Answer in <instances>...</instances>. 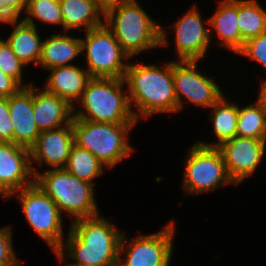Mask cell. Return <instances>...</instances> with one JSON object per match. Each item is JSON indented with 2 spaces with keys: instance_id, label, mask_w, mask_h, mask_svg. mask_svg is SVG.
I'll use <instances>...</instances> for the list:
<instances>
[{
  "instance_id": "6da1fadb",
  "label": "cell",
  "mask_w": 266,
  "mask_h": 266,
  "mask_svg": "<svg viewBox=\"0 0 266 266\" xmlns=\"http://www.w3.org/2000/svg\"><path fill=\"white\" fill-rule=\"evenodd\" d=\"M68 233L67 240H64L61 248L54 250L60 262H63L66 251V255L74 260L72 264L77 266L118 265L123 232L110 220L100 215L75 220L72 221Z\"/></svg>"
},
{
  "instance_id": "7a4b0ae2",
  "label": "cell",
  "mask_w": 266,
  "mask_h": 266,
  "mask_svg": "<svg viewBox=\"0 0 266 266\" xmlns=\"http://www.w3.org/2000/svg\"><path fill=\"white\" fill-rule=\"evenodd\" d=\"M162 68L144 63L128 64L124 81L128 86L131 109L134 104L140 111H133L137 121L138 118H147L156 113L178 111L174 92L173 61L166 63Z\"/></svg>"
},
{
  "instance_id": "3957f363",
  "label": "cell",
  "mask_w": 266,
  "mask_h": 266,
  "mask_svg": "<svg viewBox=\"0 0 266 266\" xmlns=\"http://www.w3.org/2000/svg\"><path fill=\"white\" fill-rule=\"evenodd\" d=\"M142 8L137 0H127L109 8L104 16V23L130 58L144 50L169 45L166 31Z\"/></svg>"
},
{
  "instance_id": "277c9868",
  "label": "cell",
  "mask_w": 266,
  "mask_h": 266,
  "mask_svg": "<svg viewBox=\"0 0 266 266\" xmlns=\"http://www.w3.org/2000/svg\"><path fill=\"white\" fill-rule=\"evenodd\" d=\"M124 83V78L92 77L79 99V112H75L76 104L73 106V119L136 124L127 90L123 89Z\"/></svg>"
},
{
  "instance_id": "5b68a950",
  "label": "cell",
  "mask_w": 266,
  "mask_h": 266,
  "mask_svg": "<svg viewBox=\"0 0 266 266\" xmlns=\"http://www.w3.org/2000/svg\"><path fill=\"white\" fill-rule=\"evenodd\" d=\"M32 170L34 183L55 202L61 214L69 213L73 221L99 214L94 184L80 180L65 168H51L43 173L35 167Z\"/></svg>"
},
{
  "instance_id": "8992f818",
  "label": "cell",
  "mask_w": 266,
  "mask_h": 266,
  "mask_svg": "<svg viewBox=\"0 0 266 266\" xmlns=\"http://www.w3.org/2000/svg\"><path fill=\"white\" fill-rule=\"evenodd\" d=\"M134 126L73 119L74 144L90 151L105 167L112 168L134 151L127 142Z\"/></svg>"
},
{
  "instance_id": "52a82bcc",
  "label": "cell",
  "mask_w": 266,
  "mask_h": 266,
  "mask_svg": "<svg viewBox=\"0 0 266 266\" xmlns=\"http://www.w3.org/2000/svg\"><path fill=\"white\" fill-rule=\"evenodd\" d=\"M83 39L81 38V50L83 53L86 50V70L91 77L124 78L128 64L122 60L130 57L105 23L86 31Z\"/></svg>"
},
{
  "instance_id": "ba28073f",
  "label": "cell",
  "mask_w": 266,
  "mask_h": 266,
  "mask_svg": "<svg viewBox=\"0 0 266 266\" xmlns=\"http://www.w3.org/2000/svg\"><path fill=\"white\" fill-rule=\"evenodd\" d=\"M183 188L186 194L210 192L226 184L230 178L222 154L217 147L194 144L186 158Z\"/></svg>"
},
{
  "instance_id": "9c48e42d",
  "label": "cell",
  "mask_w": 266,
  "mask_h": 266,
  "mask_svg": "<svg viewBox=\"0 0 266 266\" xmlns=\"http://www.w3.org/2000/svg\"><path fill=\"white\" fill-rule=\"evenodd\" d=\"M22 210L28 224L54 250H59L64 242L62 214L55 202L35 183L18 190Z\"/></svg>"
},
{
  "instance_id": "30bf717a",
  "label": "cell",
  "mask_w": 266,
  "mask_h": 266,
  "mask_svg": "<svg viewBox=\"0 0 266 266\" xmlns=\"http://www.w3.org/2000/svg\"><path fill=\"white\" fill-rule=\"evenodd\" d=\"M174 221H170L160 232L151 235H139L127 245L126 233L123 232L119 246L117 266H169L175 234ZM127 245V246H126ZM126 258L122 262L121 255Z\"/></svg>"
},
{
  "instance_id": "8fae6325",
  "label": "cell",
  "mask_w": 266,
  "mask_h": 266,
  "mask_svg": "<svg viewBox=\"0 0 266 266\" xmlns=\"http://www.w3.org/2000/svg\"><path fill=\"white\" fill-rule=\"evenodd\" d=\"M199 60L173 61L174 92L178 102V111L183 108L182 96L195 105L211 107L222 96L214 78H207L197 68Z\"/></svg>"
},
{
  "instance_id": "7c38bea8",
  "label": "cell",
  "mask_w": 266,
  "mask_h": 266,
  "mask_svg": "<svg viewBox=\"0 0 266 266\" xmlns=\"http://www.w3.org/2000/svg\"><path fill=\"white\" fill-rule=\"evenodd\" d=\"M30 149L13 142H0V194L10 198L34 184Z\"/></svg>"
},
{
  "instance_id": "4fadbf2b",
  "label": "cell",
  "mask_w": 266,
  "mask_h": 266,
  "mask_svg": "<svg viewBox=\"0 0 266 266\" xmlns=\"http://www.w3.org/2000/svg\"><path fill=\"white\" fill-rule=\"evenodd\" d=\"M217 148L230 178L237 185L253 174L262 161L266 140L236 136Z\"/></svg>"
},
{
  "instance_id": "5bb4252c",
  "label": "cell",
  "mask_w": 266,
  "mask_h": 266,
  "mask_svg": "<svg viewBox=\"0 0 266 266\" xmlns=\"http://www.w3.org/2000/svg\"><path fill=\"white\" fill-rule=\"evenodd\" d=\"M200 11L194 5L173 24L179 60H200L211 43V29L204 26Z\"/></svg>"
},
{
  "instance_id": "9a60e30c",
  "label": "cell",
  "mask_w": 266,
  "mask_h": 266,
  "mask_svg": "<svg viewBox=\"0 0 266 266\" xmlns=\"http://www.w3.org/2000/svg\"><path fill=\"white\" fill-rule=\"evenodd\" d=\"M74 144L72 123L61 128L42 131L30 148L31 163H44L52 169L65 168Z\"/></svg>"
},
{
  "instance_id": "2e32d148",
  "label": "cell",
  "mask_w": 266,
  "mask_h": 266,
  "mask_svg": "<svg viewBox=\"0 0 266 266\" xmlns=\"http://www.w3.org/2000/svg\"><path fill=\"white\" fill-rule=\"evenodd\" d=\"M13 143L30 149L41 133L34 120L33 85L22 87L8 98Z\"/></svg>"
},
{
  "instance_id": "e0dca14e",
  "label": "cell",
  "mask_w": 266,
  "mask_h": 266,
  "mask_svg": "<svg viewBox=\"0 0 266 266\" xmlns=\"http://www.w3.org/2000/svg\"><path fill=\"white\" fill-rule=\"evenodd\" d=\"M33 86L34 120L40 132L68 126L73 121V106L56 94L45 89L36 94Z\"/></svg>"
},
{
  "instance_id": "ac0fdd59",
  "label": "cell",
  "mask_w": 266,
  "mask_h": 266,
  "mask_svg": "<svg viewBox=\"0 0 266 266\" xmlns=\"http://www.w3.org/2000/svg\"><path fill=\"white\" fill-rule=\"evenodd\" d=\"M47 83L44 89L49 93L56 94L74 106L86 89L89 80L92 78L86 69L75 65L60 66L49 69Z\"/></svg>"
},
{
  "instance_id": "d6986e66",
  "label": "cell",
  "mask_w": 266,
  "mask_h": 266,
  "mask_svg": "<svg viewBox=\"0 0 266 266\" xmlns=\"http://www.w3.org/2000/svg\"><path fill=\"white\" fill-rule=\"evenodd\" d=\"M238 0L220 1L217 11L206 23L211 25L221 40L220 45L239 53L244 46L237 24Z\"/></svg>"
},
{
  "instance_id": "ffe728a7",
  "label": "cell",
  "mask_w": 266,
  "mask_h": 266,
  "mask_svg": "<svg viewBox=\"0 0 266 266\" xmlns=\"http://www.w3.org/2000/svg\"><path fill=\"white\" fill-rule=\"evenodd\" d=\"M60 6L65 32L81 26L86 32L104 24L105 12L95 0H60Z\"/></svg>"
},
{
  "instance_id": "44dd1931",
  "label": "cell",
  "mask_w": 266,
  "mask_h": 266,
  "mask_svg": "<svg viewBox=\"0 0 266 266\" xmlns=\"http://www.w3.org/2000/svg\"><path fill=\"white\" fill-rule=\"evenodd\" d=\"M65 33V34H64ZM62 34H52L42 43L41 56L38 64L47 68V70L68 66L70 61L75 59L81 50V38H74L67 35V32Z\"/></svg>"
},
{
  "instance_id": "7402d4cb",
  "label": "cell",
  "mask_w": 266,
  "mask_h": 266,
  "mask_svg": "<svg viewBox=\"0 0 266 266\" xmlns=\"http://www.w3.org/2000/svg\"><path fill=\"white\" fill-rule=\"evenodd\" d=\"M18 21L14 19L9 22L15 28L6 41L21 62L27 65L34 61L38 65L43 41L38 34L37 27L23 20Z\"/></svg>"
},
{
  "instance_id": "603a6c76",
  "label": "cell",
  "mask_w": 266,
  "mask_h": 266,
  "mask_svg": "<svg viewBox=\"0 0 266 266\" xmlns=\"http://www.w3.org/2000/svg\"><path fill=\"white\" fill-rule=\"evenodd\" d=\"M212 113L210 120L213 123V131L218 142L207 144L205 142H197L200 145L207 147H219L226 141H229L237 136V121H238V105L231 104L227 101L224 95L211 106Z\"/></svg>"
},
{
  "instance_id": "cb8c5ba5",
  "label": "cell",
  "mask_w": 266,
  "mask_h": 266,
  "mask_svg": "<svg viewBox=\"0 0 266 266\" xmlns=\"http://www.w3.org/2000/svg\"><path fill=\"white\" fill-rule=\"evenodd\" d=\"M237 136L266 140V106L259 98L253 104L238 106Z\"/></svg>"
},
{
  "instance_id": "d4e9b609",
  "label": "cell",
  "mask_w": 266,
  "mask_h": 266,
  "mask_svg": "<svg viewBox=\"0 0 266 266\" xmlns=\"http://www.w3.org/2000/svg\"><path fill=\"white\" fill-rule=\"evenodd\" d=\"M237 24L241 39L246 42L266 32V11L256 0H238Z\"/></svg>"
},
{
  "instance_id": "484cf974",
  "label": "cell",
  "mask_w": 266,
  "mask_h": 266,
  "mask_svg": "<svg viewBox=\"0 0 266 266\" xmlns=\"http://www.w3.org/2000/svg\"><path fill=\"white\" fill-rule=\"evenodd\" d=\"M105 166L90 151L73 144L65 169L80 180L93 184Z\"/></svg>"
},
{
  "instance_id": "4316f807",
  "label": "cell",
  "mask_w": 266,
  "mask_h": 266,
  "mask_svg": "<svg viewBox=\"0 0 266 266\" xmlns=\"http://www.w3.org/2000/svg\"><path fill=\"white\" fill-rule=\"evenodd\" d=\"M26 17L24 22L37 26L33 18L45 24H56L63 27V17L61 12L60 0H27Z\"/></svg>"
},
{
  "instance_id": "83f0119b",
  "label": "cell",
  "mask_w": 266,
  "mask_h": 266,
  "mask_svg": "<svg viewBox=\"0 0 266 266\" xmlns=\"http://www.w3.org/2000/svg\"><path fill=\"white\" fill-rule=\"evenodd\" d=\"M23 66L26 65L14 54L7 41L0 39V70L14 78L22 87H28L29 85L22 84Z\"/></svg>"
},
{
  "instance_id": "f1b7e54d",
  "label": "cell",
  "mask_w": 266,
  "mask_h": 266,
  "mask_svg": "<svg viewBox=\"0 0 266 266\" xmlns=\"http://www.w3.org/2000/svg\"><path fill=\"white\" fill-rule=\"evenodd\" d=\"M238 54L249 57L266 68V32L247 40Z\"/></svg>"
},
{
  "instance_id": "f546056e",
  "label": "cell",
  "mask_w": 266,
  "mask_h": 266,
  "mask_svg": "<svg viewBox=\"0 0 266 266\" xmlns=\"http://www.w3.org/2000/svg\"><path fill=\"white\" fill-rule=\"evenodd\" d=\"M12 228H0V266H20L12 245Z\"/></svg>"
},
{
  "instance_id": "4dcf8cb0",
  "label": "cell",
  "mask_w": 266,
  "mask_h": 266,
  "mask_svg": "<svg viewBox=\"0 0 266 266\" xmlns=\"http://www.w3.org/2000/svg\"><path fill=\"white\" fill-rule=\"evenodd\" d=\"M27 0H0V22L9 23L18 19L21 12L26 10Z\"/></svg>"
},
{
  "instance_id": "1f68e13d",
  "label": "cell",
  "mask_w": 266,
  "mask_h": 266,
  "mask_svg": "<svg viewBox=\"0 0 266 266\" xmlns=\"http://www.w3.org/2000/svg\"><path fill=\"white\" fill-rule=\"evenodd\" d=\"M0 142H13V126L6 97H0Z\"/></svg>"
},
{
  "instance_id": "d6a6232c",
  "label": "cell",
  "mask_w": 266,
  "mask_h": 266,
  "mask_svg": "<svg viewBox=\"0 0 266 266\" xmlns=\"http://www.w3.org/2000/svg\"><path fill=\"white\" fill-rule=\"evenodd\" d=\"M22 86L11 76L0 70V97L9 98L16 94Z\"/></svg>"
},
{
  "instance_id": "836d02e7",
  "label": "cell",
  "mask_w": 266,
  "mask_h": 266,
  "mask_svg": "<svg viewBox=\"0 0 266 266\" xmlns=\"http://www.w3.org/2000/svg\"><path fill=\"white\" fill-rule=\"evenodd\" d=\"M127 0H95L96 4L106 12L109 8L119 5Z\"/></svg>"
},
{
  "instance_id": "e575fe53",
  "label": "cell",
  "mask_w": 266,
  "mask_h": 266,
  "mask_svg": "<svg viewBox=\"0 0 266 266\" xmlns=\"http://www.w3.org/2000/svg\"><path fill=\"white\" fill-rule=\"evenodd\" d=\"M258 98L266 106V79L262 81V84H261V87H260V90H259Z\"/></svg>"
},
{
  "instance_id": "d590c367",
  "label": "cell",
  "mask_w": 266,
  "mask_h": 266,
  "mask_svg": "<svg viewBox=\"0 0 266 266\" xmlns=\"http://www.w3.org/2000/svg\"><path fill=\"white\" fill-rule=\"evenodd\" d=\"M65 266H77V265L72 264V263H70V264L67 263Z\"/></svg>"
}]
</instances>
